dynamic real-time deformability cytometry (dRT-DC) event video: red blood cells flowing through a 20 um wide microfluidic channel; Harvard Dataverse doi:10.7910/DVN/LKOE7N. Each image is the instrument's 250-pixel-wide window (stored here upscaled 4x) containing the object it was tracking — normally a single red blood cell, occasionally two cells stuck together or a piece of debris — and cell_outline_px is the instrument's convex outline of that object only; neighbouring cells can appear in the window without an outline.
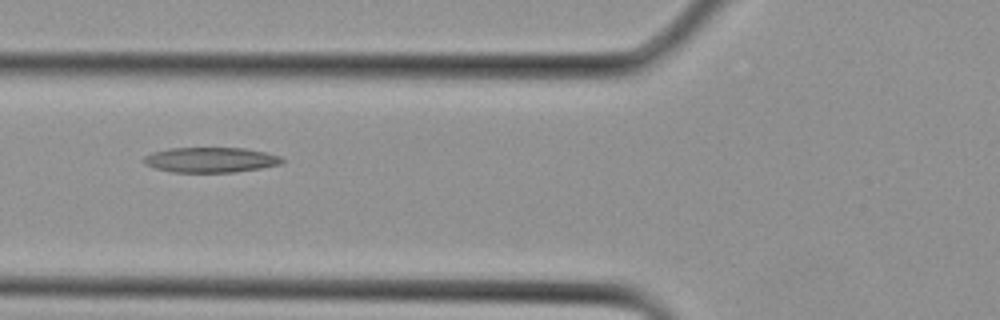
{"species": "Egyptian fruit bat (a non-hibernating species)", "species_latin": "Rousettus aegyptiacus", "temperature_condition": "cold", "stored_images_in_passage": 21, "camera_frame_rate_fps": 3000, "um_per_image_px": 0.085, "animal": {"sex": "female"}, "frame": {"image": 1, "passage_image": 3, "time_ms": 0.667, "image_size_px": [1000, 320], "cell_outline_px": [[284, 160], [280, 164], [260, 168], [236, 172], [172, 172], [156, 168], [144, 164], [144, 156], [152, 152], [168, 148], [244, 148], [264, 152], [280, 156]], "centroid_in_image_um": [17.88, 13.58], "position_along_channel_um": 107.9, "area_um2": 20.17}}
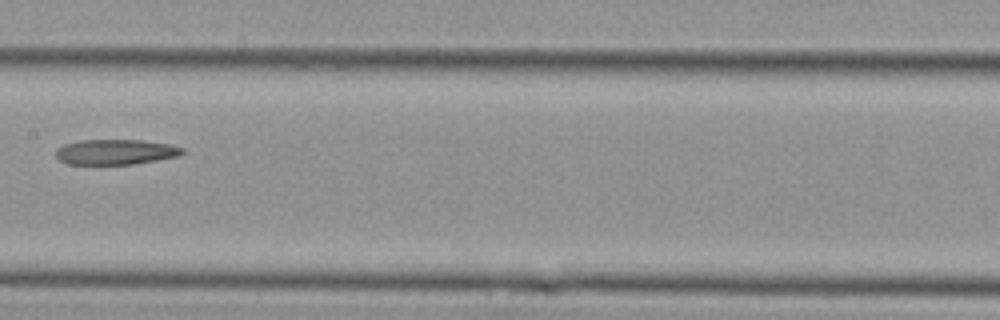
{"frame": {"image": 2, "passage_image": 7, "time_ms": 2.0, "image_size_px": [1000, 320], "cell_outline_px": [[184, 152], [180, 156], [132, 164], [100, 168], [96, 168], [68, 164], [60, 160], [56, 156], [56, 148], [64, 144], [80, 140], [144, 140], [172, 144], [184, 148]], "centroid_in_image_um": [9.78, 12.96], "position_along_channel_um": 197.6, "area_um2": 19.71}}
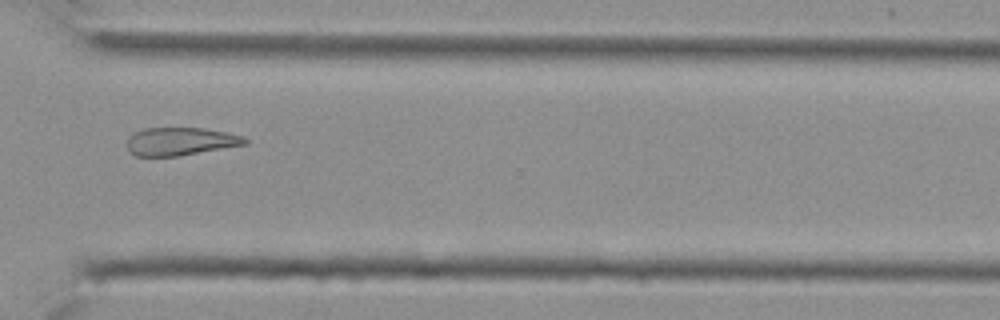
{"frame": {"image": 3, "passage_image": 14, "time_ms": 4.333, "image_size_px": [1000, 320], "cell_outline_px": [[248, 144], [180, 156], [136, 156], [128, 152], [128, 136], [132, 132], [144, 128], [204, 128], [244, 136], [248, 140]], "centroid_in_image_um": [15.32, 12.02], "position_along_channel_um": 355.3, "area_um2": 19.42}}